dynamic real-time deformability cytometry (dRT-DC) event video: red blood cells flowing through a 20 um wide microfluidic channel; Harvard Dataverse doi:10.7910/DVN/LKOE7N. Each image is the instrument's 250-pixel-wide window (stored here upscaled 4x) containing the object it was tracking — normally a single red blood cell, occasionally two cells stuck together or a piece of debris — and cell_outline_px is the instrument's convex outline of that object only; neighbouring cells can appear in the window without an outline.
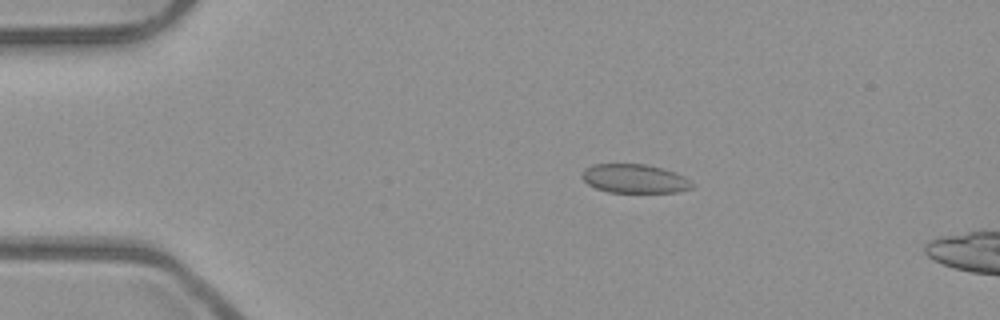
{"species": "common noctule bat (a hibernating species)", "species_latin": "Nyctalus noctula", "temperature_condition": "room temperature", "stored_images_in_passage": 5, "camera_frame_rate_fps": 3000, "um_per_image_px": 0.085, "animal": {"sex": "male", "body_mass_g": 23.1, "forearm_length_mm": 52.7}, "frame": {"image": 1, "passage_image": 3, "time_ms": 0.667, "image_size_px": [1000, 320], "cell_outline_px": [[696, 184], [692, 188], [676, 192], [608, 192], [596, 188], [588, 184], [580, 176], [580, 172], [584, 168], [592, 164], [644, 164], [664, 168], [676, 172], [692, 180]], "centroid_in_image_um": [53.95, 15.17], "position_along_channel_um": 31.0, "area_um2": 18.84}}